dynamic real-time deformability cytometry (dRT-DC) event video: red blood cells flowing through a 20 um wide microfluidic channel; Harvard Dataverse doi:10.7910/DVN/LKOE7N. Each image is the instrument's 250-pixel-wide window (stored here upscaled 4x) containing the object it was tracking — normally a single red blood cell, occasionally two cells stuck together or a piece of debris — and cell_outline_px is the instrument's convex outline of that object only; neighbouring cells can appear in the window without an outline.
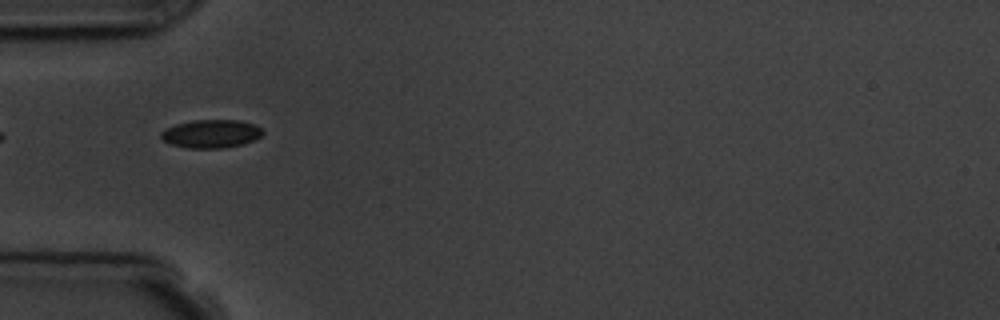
{"species": "common noctule bat (a hibernating species)", "species_latin": "Nyctalus noctula", "temperature_condition": "room temperature", "stored_images_in_passage": 2, "camera_frame_rate_fps": 3000, "um_per_image_px": 0.085, "animal": {"sex": "male", "body_mass_g": 19.5, "forearm_length_mm": 54.6}, "frame": {"image": 1, "passage_image": 1, "time_ms": 0.0, "image_size_px": [1000, 320], "cell_outline_px": [[264, 132], [260, 136], [244, 144], [224, 148], [188, 148], [172, 144], [164, 140], [160, 136], [160, 132], [164, 128], [176, 124], [196, 120], [240, 120], [252, 124], [260, 128]], "centroid_in_image_um": [17.92, 11.37], "position_along_channel_um": 67.1, "area_um2": 16.65}}